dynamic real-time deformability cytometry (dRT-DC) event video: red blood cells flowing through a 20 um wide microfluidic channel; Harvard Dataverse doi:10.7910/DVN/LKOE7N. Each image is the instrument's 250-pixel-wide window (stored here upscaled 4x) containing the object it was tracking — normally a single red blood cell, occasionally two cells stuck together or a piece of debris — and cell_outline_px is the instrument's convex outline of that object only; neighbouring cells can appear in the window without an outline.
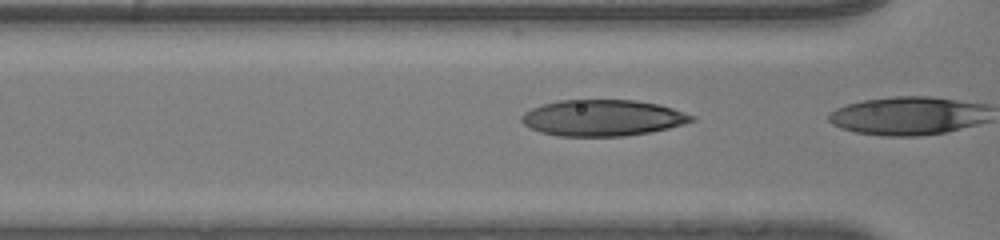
{"species": "human", "species_latin": "Homo sapiens", "temperature_condition": "room temperature", "stored_images_in_passage": 8, "camera_frame_rate_fps": 3000, "um_per_image_px": 0.085, "donor": {"sex": "male"}, "frame": {"image": 1, "passage_image": 7, "time_ms": 2.0, "image_size_px": [1000, 240], "cell_outline_px": [[696, 120], [684, 124], [668, 128], [648, 132], [624, 136], [560, 136], [540, 132], [528, 128], [520, 120], [520, 116], [524, 112], [532, 108], [544, 104], [560, 100], [636, 100], [660, 104], [696, 116]], "centroid_in_image_um": [51.22, 10.02], "position_along_channel_um": 115.4, "area_um2": 36.01}}